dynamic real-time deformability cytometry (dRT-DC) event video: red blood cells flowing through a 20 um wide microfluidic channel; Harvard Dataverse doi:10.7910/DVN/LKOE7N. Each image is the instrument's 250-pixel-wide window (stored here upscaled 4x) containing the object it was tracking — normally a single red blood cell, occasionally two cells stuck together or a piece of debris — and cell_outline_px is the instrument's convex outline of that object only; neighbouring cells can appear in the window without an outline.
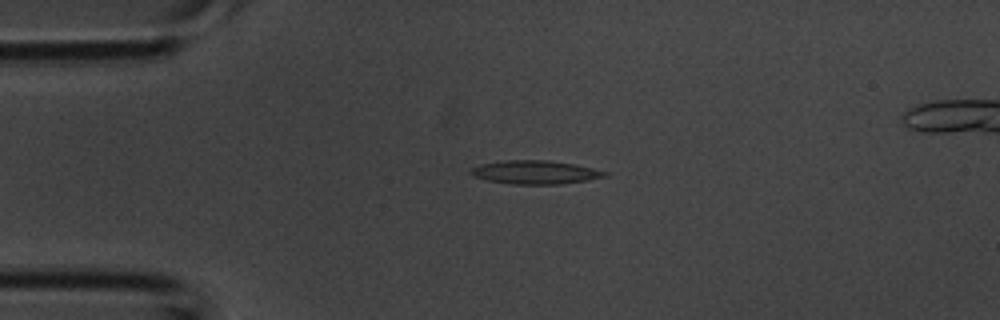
{"species": "common noctule bat (a hibernating species)", "species_latin": "Nyctalus noctula", "temperature_condition": "room temperature", "stored_images_in_passage": 30, "camera_frame_rate_fps": 3000, "um_per_image_px": 0.085, "animal": {"sex": "male", "body_mass_g": 20.1, "forearm_length_mm": 53.5}, "frame": {"image": 1, "passage_image": 2, "time_ms": 0.333, "image_size_px": [1000, 320], "cell_outline_px": [[608, 176], [588, 180], [560, 184], [512, 184], [488, 180], [472, 176], [468, 172], [468, 168], [480, 164], [504, 160], [548, 160], [576, 164], [608, 172]], "centroid_in_image_um": [45.46, 14.63], "position_along_channel_um": 39.5, "area_um2": 18.55}}
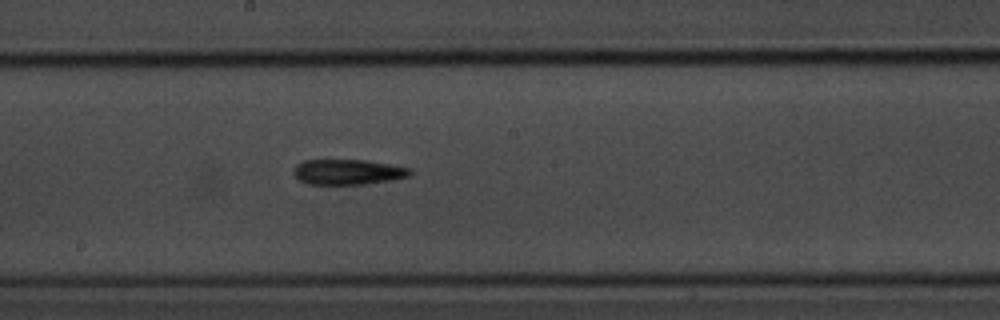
{"frame": {"image": 2, "passage_image": 15, "time_ms": 4.667, "image_size_px": [1000, 320], "cell_outline_px": [[412, 176], [392, 180], [364, 184], [308, 184], [300, 180], [292, 172], [296, 164], [304, 160], [364, 160], [396, 164], [412, 168]], "centroid_in_image_um": [29.64, 14.61], "position_along_channel_um": 218.6, "area_um2": 17.46}}
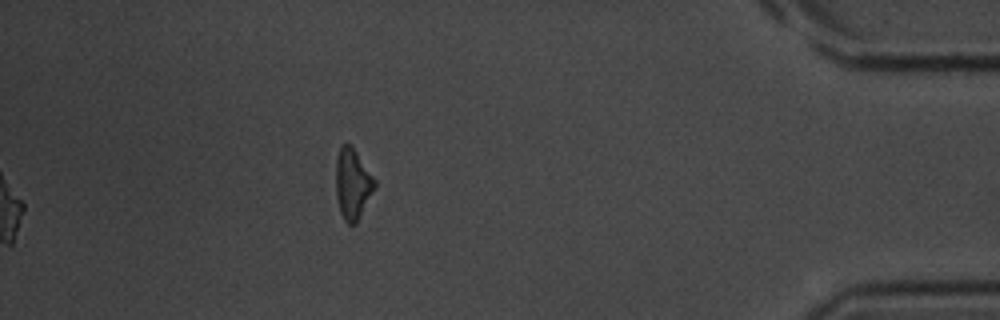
{"frame": {"image": 3, "passage_image": 30, "time_ms": 9.667, "image_size_px": [1000, 320], "cell_outline_px": [[376, 188], [356, 224], [348, 224], [344, 220], [340, 212], [336, 196], [336, 160], [340, 148], [344, 144], [352, 144], [376, 180]], "centroid_in_image_um": [29.99, 15.64], "position_along_channel_um": 405.2, "area_um2": 16.18}}